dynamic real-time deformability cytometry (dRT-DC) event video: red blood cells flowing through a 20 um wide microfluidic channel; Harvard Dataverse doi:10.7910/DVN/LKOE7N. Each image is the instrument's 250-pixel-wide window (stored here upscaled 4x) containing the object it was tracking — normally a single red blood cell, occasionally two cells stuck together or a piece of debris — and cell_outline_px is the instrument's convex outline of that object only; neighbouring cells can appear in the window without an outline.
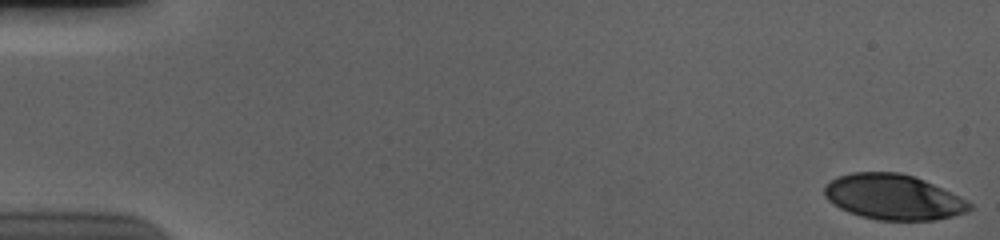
{"species": "human", "species_latin": "Homo sapiens", "temperature_condition": "cold", "stored_images_in_passage": 56, "camera_frame_rate_fps": 3000, "um_per_image_px": 0.085, "donor": {"sex": "male"}, "frame": {"image": 1, "passage_image": 1, "time_ms": 0.0, "image_size_px": [1000, 240], "cell_outline_px": [[972, 208], [968, 212], [936, 220], [876, 220], [860, 216], [848, 212], [832, 204], [824, 196], [824, 184], [836, 176], [852, 172], [900, 172], [924, 180], [968, 200], [972, 204]], "centroid_in_image_um": [75.9, 16.75], "position_along_channel_um": 9.1, "area_um2": 38.61}}
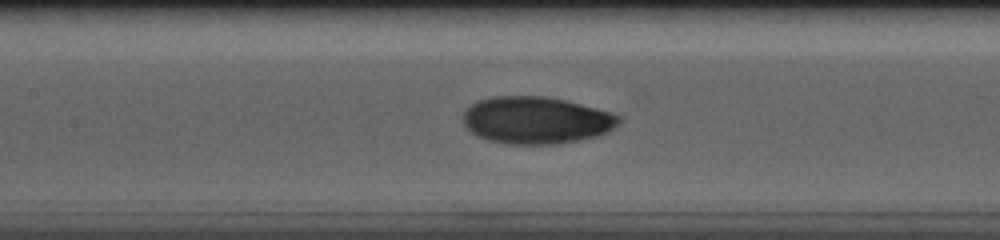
{"frame": {"image": 2, "passage_image": 27, "time_ms": 8.667, "image_size_px": [1000, 240], "cell_outline_px": [[624, 120], [620, 124], [608, 132], [596, 136], [580, 140], [560, 144], [508, 144], [488, 140], [476, 136], [464, 124], [464, 112], [472, 104], [480, 100], [496, 96], [544, 96], [564, 100], [612, 112], [624, 116]], "centroid_in_image_um": [45.65, 10.23], "position_along_channel_um": 161.8, "area_um2": 43.0}}
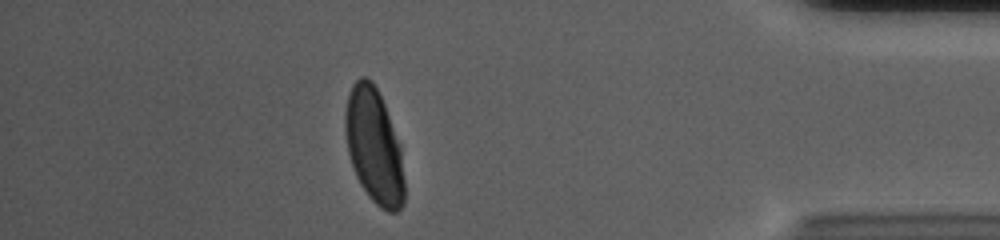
{"frame": {"image": 3, "passage_image": 50, "time_ms": 16.333, "image_size_px": [1000, 240], "cell_outline_px": [[404, 204], [396, 212], [388, 212], [380, 208], [368, 196], [360, 184], [356, 176], [348, 152], [344, 128], [344, 112], [348, 92], [352, 84], [360, 76], [364, 76], [372, 80], [384, 104], [400, 144], [404, 180]], "centroid_in_image_um": [31.78, 12.41], "position_along_channel_um": 403.4, "area_um2": 39.82}, "authors_computed_cell_mechanics": {"area_um2": 41.1536, "velocity_mm_per_s": 3.6699, "shape_relaxation_time_tau1_ms": 4.2924, "shape_relaxation_time_tau2_ms": null, "deformation_change_tau1": 0.1803, "deformation_change_tau2": null}}